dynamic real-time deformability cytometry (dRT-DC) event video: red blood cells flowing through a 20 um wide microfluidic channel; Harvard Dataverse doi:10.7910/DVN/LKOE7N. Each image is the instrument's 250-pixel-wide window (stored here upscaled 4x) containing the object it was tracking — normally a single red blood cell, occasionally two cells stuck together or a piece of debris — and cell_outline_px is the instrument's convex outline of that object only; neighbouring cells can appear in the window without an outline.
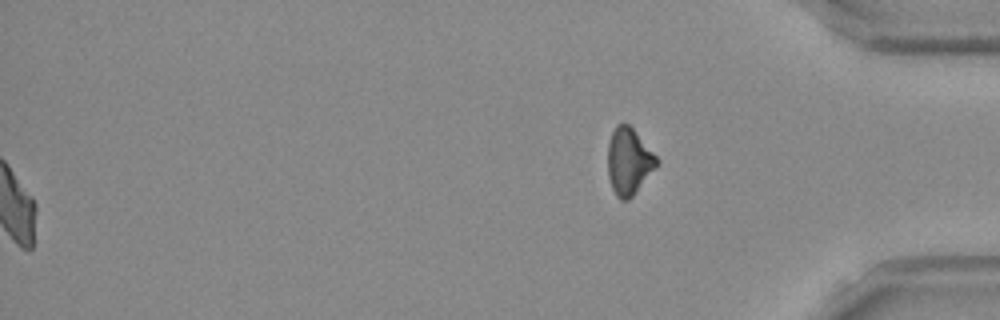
{"species": "Egyptian fruit bat (a non-hibernating species)", "species_latin": "Rousettus aegyptiacus", "temperature_condition": "room temperature", "stored_images_in_passage": 43, "segment_of_instrument_passage": [2, 2], "camera_frame_rate_fps": 3000, "um_per_image_px": 0.085, "frame": {"image": 1, "passage_image": 43, "time_ms": 14.0, "image_size_px": [1000, 320], "cell_outline_px": [[660, 160], [656, 168], [632, 196], [628, 200], [620, 200], [616, 196], [612, 188], [608, 176], [608, 144], [612, 132], [616, 124], [628, 124], [632, 128]], "centroid_in_image_um": [53.45, 13.73], "position_along_channel_um": 381.8, "area_um2": 18.9}}